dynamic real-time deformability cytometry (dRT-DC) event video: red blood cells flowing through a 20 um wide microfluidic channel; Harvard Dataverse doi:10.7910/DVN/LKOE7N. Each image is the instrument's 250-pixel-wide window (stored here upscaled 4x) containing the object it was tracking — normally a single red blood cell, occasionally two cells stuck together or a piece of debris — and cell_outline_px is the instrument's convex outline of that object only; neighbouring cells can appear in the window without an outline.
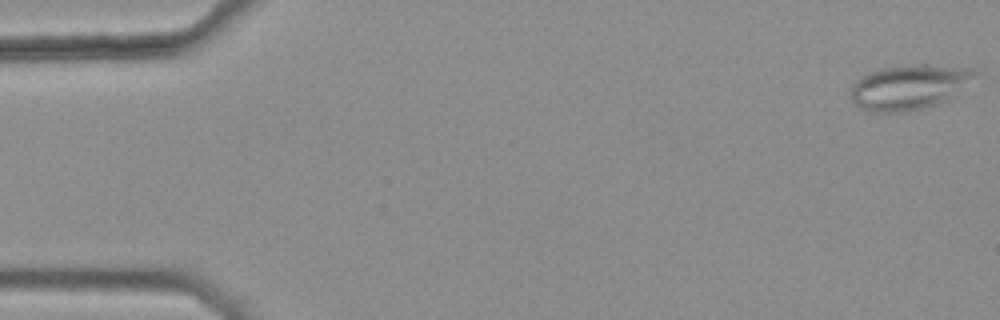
{"species": "common noctule bat (a hibernating species)", "species_latin": "Nyctalus noctula", "temperature_condition": "warm", "stored_images_in_passage": 5, "camera_frame_rate_fps": 3000, "um_per_image_px": 0.085, "animal": {"sex": "female", "body_mass_g": 25.1}, "frame": {"image": 1, "passage_image": 1, "time_ms": 0.0, "image_size_px": [1000, 320], "cell_outline_px": [[976, 76], [948, 100], [924, 108], [900, 112], [876, 112], [860, 108], [852, 100], [852, 84], [856, 80], [868, 72], [884, 68], [920, 64], [928, 64], [968, 68], [976, 72]], "centroid_in_image_um": [77.26, 7.4], "position_along_channel_um": 7.7, "area_um2": 32.02}}